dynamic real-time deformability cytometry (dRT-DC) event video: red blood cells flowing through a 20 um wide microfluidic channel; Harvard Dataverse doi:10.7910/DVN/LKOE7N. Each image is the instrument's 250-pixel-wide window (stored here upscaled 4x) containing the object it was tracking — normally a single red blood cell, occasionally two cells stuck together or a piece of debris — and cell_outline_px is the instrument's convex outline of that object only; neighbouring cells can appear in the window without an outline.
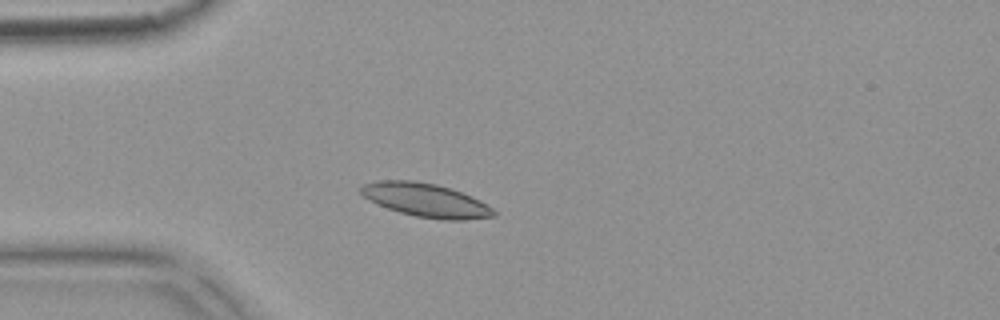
{"species": "common noctule bat (a hibernating species)", "species_latin": "Nyctalus noctula", "temperature_condition": "warm", "stored_images_in_passage": 3, "camera_frame_rate_fps": 3000, "um_per_image_px": 0.085, "animal": {"sex": "female", "body_mass_g": 18.4}, "frame": {"image": 1, "passage_image": 3, "time_ms": 0.667, "image_size_px": [1000, 320], "cell_outline_px": [[496, 216], [464, 220], [444, 220], [416, 216], [400, 212], [388, 208], [364, 196], [360, 192], [360, 188], [364, 184], [376, 180], [412, 180], [436, 184], [452, 188], [472, 196], [488, 204], [496, 212]], "centroid_in_image_um": [36.25, 17.0], "position_along_channel_um": 48.8, "area_um2": 25.95}}